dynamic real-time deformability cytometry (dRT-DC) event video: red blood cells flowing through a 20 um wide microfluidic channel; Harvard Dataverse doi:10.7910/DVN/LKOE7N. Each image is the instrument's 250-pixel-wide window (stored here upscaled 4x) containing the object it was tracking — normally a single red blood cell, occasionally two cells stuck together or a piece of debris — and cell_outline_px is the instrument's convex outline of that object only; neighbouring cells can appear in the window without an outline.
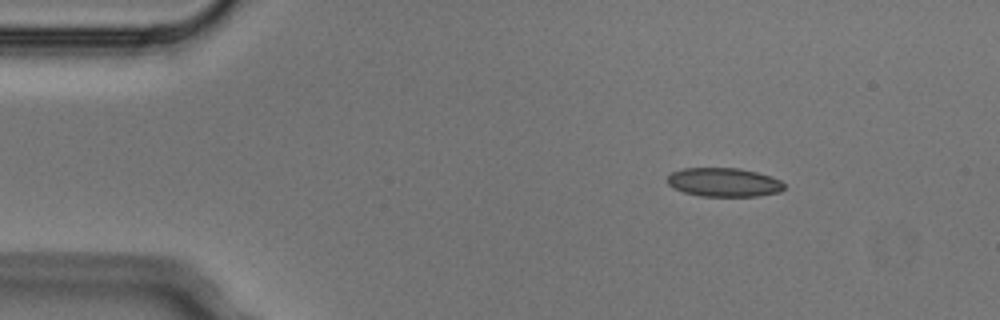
{"species": "Egyptian fruit bat (a non-hibernating species)", "species_latin": "Rousettus aegyptiacus", "temperature_condition": "cold", "stored_images_in_passage": 4, "camera_frame_rate_fps": 3000, "um_per_image_px": 0.085, "animal": {"sex": "male"}, "frame": {"image": 1, "passage_image": 2, "time_ms": 0.333, "image_size_px": [1000, 320], "cell_outline_px": [[784, 188], [780, 192], [756, 196], [700, 196], [684, 192], [672, 188], [664, 180], [672, 172], [684, 168], [740, 168], [772, 176], [780, 180], [784, 184]], "centroid_in_image_um": [61.5, 15.49], "position_along_channel_um": 23.5, "area_um2": 19.77}}